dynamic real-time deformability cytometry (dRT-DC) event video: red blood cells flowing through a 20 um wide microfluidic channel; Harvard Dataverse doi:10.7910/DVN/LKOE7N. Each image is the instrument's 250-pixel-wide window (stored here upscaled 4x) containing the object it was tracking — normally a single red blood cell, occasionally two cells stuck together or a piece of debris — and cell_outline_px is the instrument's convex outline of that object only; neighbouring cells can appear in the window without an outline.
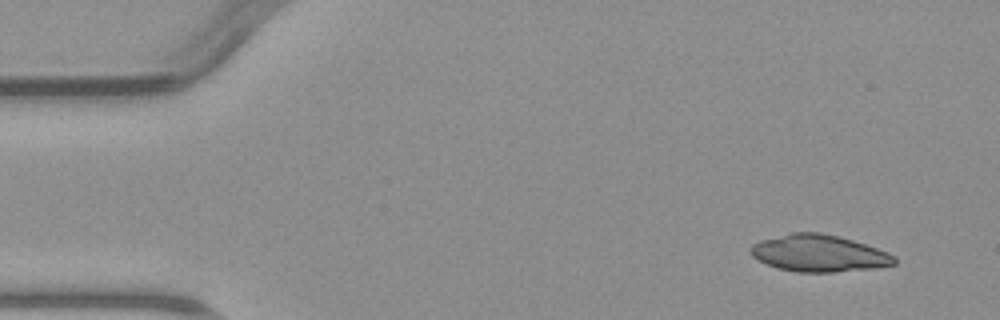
{"species": "common noctule bat (a hibernating species)", "species_latin": "Nyctalus noctula", "temperature_condition": "warm", "stored_images_in_passage": 3, "camera_frame_rate_fps": 3000, "um_per_image_px": 0.085, "animal": {"sex": "male", "body_mass_g": 23.1, "forearm_length_mm": 52.7}, "frame": {"image": 1, "passage_image": 1, "time_ms": 0.0, "image_size_px": [1000, 320], "cell_outline_px": [[896, 264], [872, 268], [832, 272], [796, 272], [776, 268], [752, 256], [752, 244], [760, 240], [792, 232], [820, 232], [840, 236], [888, 252], [896, 256]], "centroid_in_image_um": [69.62, 21.52], "position_along_channel_um": 15.4, "area_um2": 30.75}}